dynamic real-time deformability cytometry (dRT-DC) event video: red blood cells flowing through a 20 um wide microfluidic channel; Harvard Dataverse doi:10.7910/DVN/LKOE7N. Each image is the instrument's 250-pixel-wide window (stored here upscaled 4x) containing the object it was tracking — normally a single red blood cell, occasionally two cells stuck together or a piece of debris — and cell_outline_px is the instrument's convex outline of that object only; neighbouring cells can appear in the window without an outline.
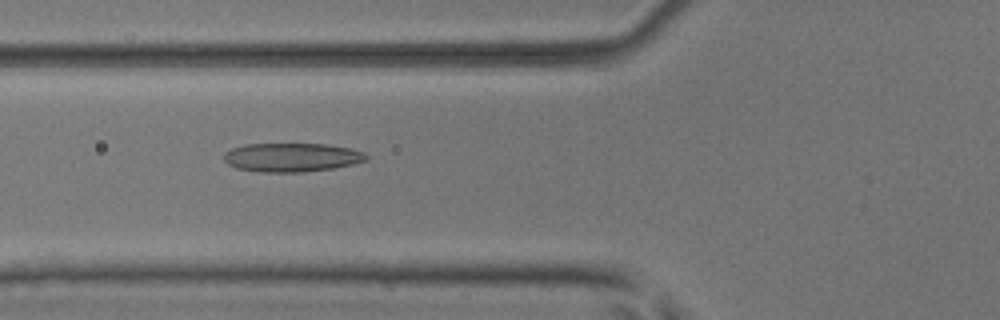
{"species": "common noctule bat (a hibernating species)", "species_latin": "Nyctalus noctula", "temperature_condition": "room temperature", "stored_images_in_passage": 52, "camera_frame_rate_fps": 3000, "um_per_image_px": 0.085, "animal": {"sex": "male", "body_mass_g": 17.9, "forearm_length_mm": 54.2}, "frame": {"image": 1, "passage_image": 20, "time_ms": 6.333, "image_size_px": [1000, 320], "cell_outline_px": [[368, 160], [352, 164], [332, 168], [300, 172], [260, 172], [236, 168], [228, 164], [224, 160], [224, 152], [232, 148], [244, 144], [324, 144], [352, 148], [364, 152], [368, 156]], "centroid_in_image_um": [24.79, 13.37], "position_along_channel_um": 101.0, "area_um2": 23.93}}
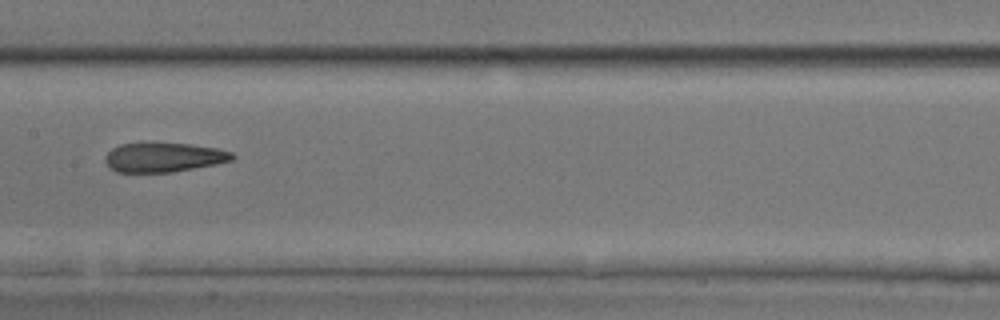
{"frame": {"image": 2, "passage_image": 27, "time_ms": 8.667, "image_size_px": [1000, 320], "cell_outline_px": [[236, 156], [232, 160], [216, 164], [172, 172], [116, 172], [108, 168], [104, 160], [104, 156], [112, 148], [120, 144], [188, 144], [216, 148], [232, 152]], "centroid_in_image_um": [13.89, 13.39], "position_along_channel_um": 193.5, "area_um2": 21.56}}
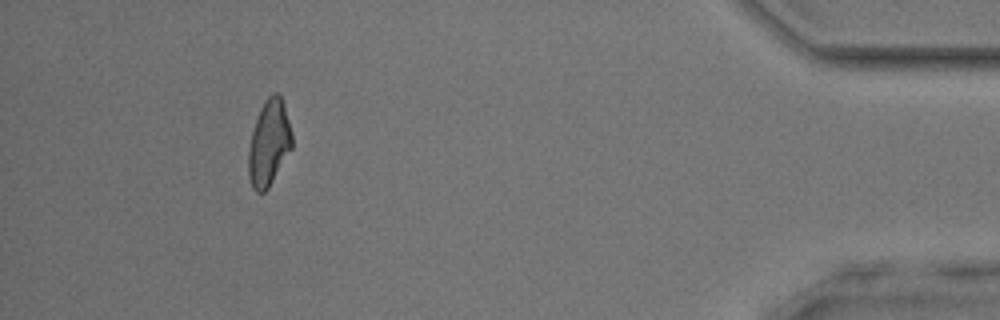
{"frame": {"image": 3, "passage_image": 48, "time_ms": 15.667, "image_size_px": [1000, 320], "cell_outline_px": [[292, 148], [268, 188], [264, 192], [256, 192], [252, 188], [248, 176], [248, 152], [252, 132], [260, 108], [264, 100], [272, 92], [276, 92], [280, 96], [284, 104], [292, 132]], "centroid_in_image_um": [22.86, 12.15], "position_along_channel_um": 412.3, "area_um2": 21.79}, "authors_computed_cell_mechanics": {"area_um2": 22.7732, "velocity_mm_per_s": 3.9608, "shape_relaxation_time_tau1_ms": 9.0344, "shape_relaxation_time_tau2_ms": 3.0232, "deformation_change_tau1": 0.2245, "deformation_change_tau2": 0.139}}